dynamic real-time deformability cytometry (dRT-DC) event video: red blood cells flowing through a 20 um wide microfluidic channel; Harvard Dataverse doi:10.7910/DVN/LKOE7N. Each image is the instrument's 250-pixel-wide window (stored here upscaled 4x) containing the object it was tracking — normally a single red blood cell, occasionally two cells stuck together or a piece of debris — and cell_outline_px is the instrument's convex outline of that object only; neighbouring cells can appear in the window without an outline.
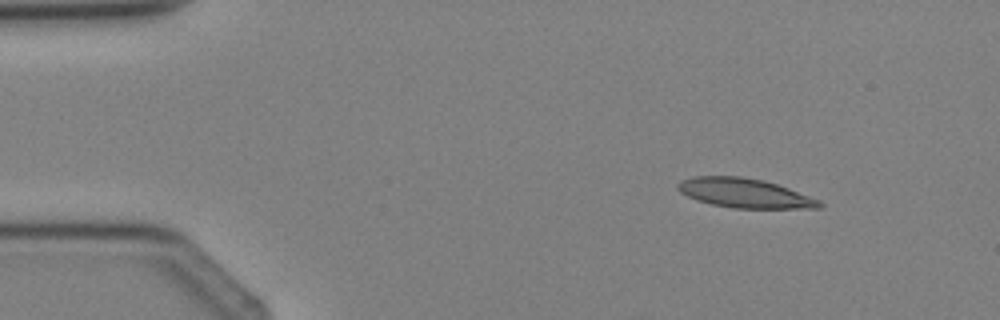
{"species": "Egyptian fruit bat (a non-hibernating species)", "species_latin": "Rousettus aegyptiacus", "temperature_condition": "cold", "stored_images_in_passage": 3, "segment_of_instrument_passage": [1, 2], "camera_frame_rate_fps": 3000, "um_per_image_px": 0.085, "animal": {"sex": "female"}, "frame": {"image": 1, "passage_image": 1, "time_ms": 0.0, "image_size_px": [1000, 320], "cell_outline_px": [[824, 204], [820, 208], [736, 208], [712, 204], [696, 200], [680, 192], [676, 188], [676, 184], [680, 180], [696, 176], [740, 176], [764, 180], [788, 188], [820, 200]], "centroid_in_image_um": [63.27, 16.41], "position_along_channel_um": 21.7, "area_um2": 24.16}}